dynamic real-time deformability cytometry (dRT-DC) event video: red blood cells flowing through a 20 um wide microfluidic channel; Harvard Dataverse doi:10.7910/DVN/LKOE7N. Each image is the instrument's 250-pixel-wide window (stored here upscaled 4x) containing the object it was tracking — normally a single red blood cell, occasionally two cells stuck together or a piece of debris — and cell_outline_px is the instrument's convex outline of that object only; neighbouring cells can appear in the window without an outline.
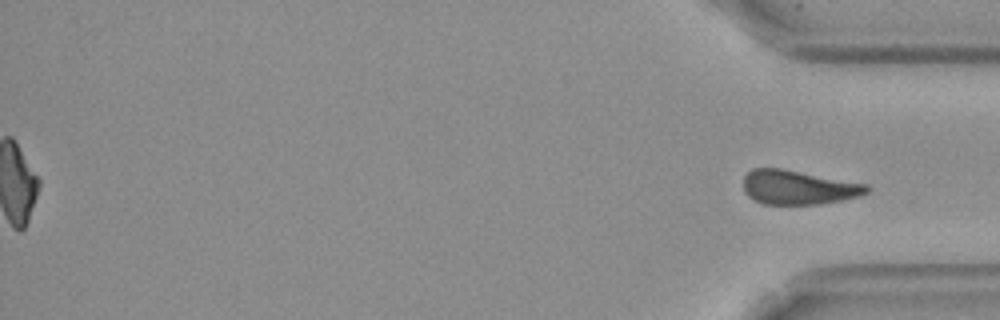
{"species": "Egyptian fruit bat (a non-hibernating species)", "species_latin": "Rousettus aegyptiacus", "temperature_condition": "cold", "stored_images_in_passage": 47, "segment_of_instrument_passage": [2, 2], "camera_frame_rate_fps": 3000, "um_per_image_px": 0.085, "frame": {"image": 1, "passage_image": 47, "time_ms": 15.333, "image_size_px": [1000, 320], "cell_outline_px": [[872, 188], [868, 192], [860, 196], [844, 200], [820, 204], [760, 204], [752, 200], [744, 192], [744, 176], [752, 168], [780, 168], [868, 184]], "centroid_in_image_um": [67.86, 15.93], "position_along_channel_um": 367.3, "area_um2": 24.85}}